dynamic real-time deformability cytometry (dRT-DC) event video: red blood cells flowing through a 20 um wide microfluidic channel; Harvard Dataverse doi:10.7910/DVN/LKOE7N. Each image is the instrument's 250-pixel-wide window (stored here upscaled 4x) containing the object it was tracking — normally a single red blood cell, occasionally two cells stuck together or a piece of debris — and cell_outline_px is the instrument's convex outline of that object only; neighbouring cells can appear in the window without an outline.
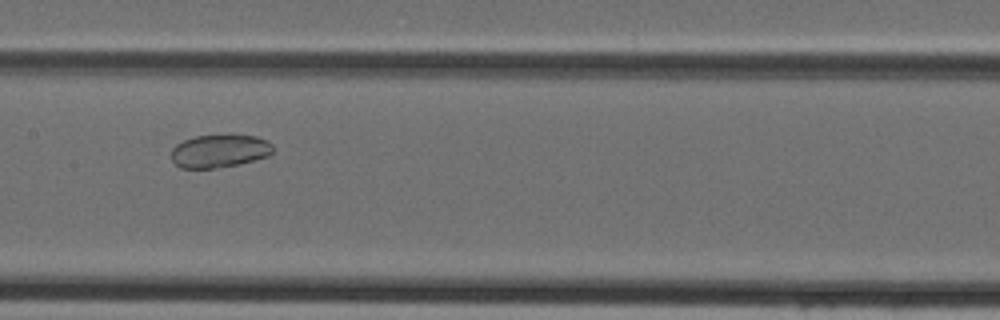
{"species": "Egyptian fruit bat (a non-hibernating species)", "species_latin": "Rousettus aegyptiacus", "temperature_condition": "cold", "stored_images_in_passage": 27, "camera_frame_rate_fps": 3000, "um_per_image_px": 0.085, "animal": {"sex": "female"}, "frame": {"image": 1, "passage_image": 11, "time_ms": 3.333, "image_size_px": [1000, 320], "cell_outline_px": [[272, 152], [268, 156], [236, 164], [216, 168], [180, 168], [172, 160], [172, 148], [176, 144], [184, 140], [196, 136], [256, 136], [268, 140], [272, 144]], "centroid_in_image_um": [18.64, 12.84], "position_along_channel_um": 188.8, "area_um2": 19.19}}
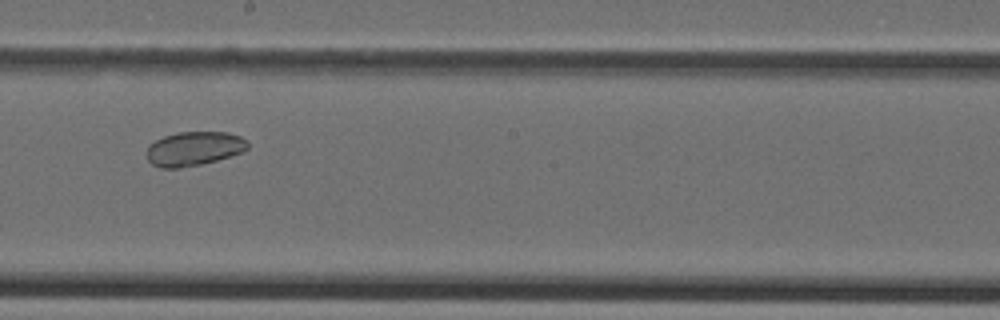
{"frame": {"image": 2, "passage_image": 14, "time_ms": 4.333, "image_size_px": [1000, 320], "cell_outline_px": [[248, 148], [244, 152], [216, 160], [200, 164], [180, 168], [160, 168], [152, 164], [148, 160], [148, 144], [164, 136], [180, 132], [228, 132], [240, 136], [248, 140]], "centroid_in_image_um": [16.51, 12.63], "position_along_channel_um": 231.7, "area_um2": 20.11}}
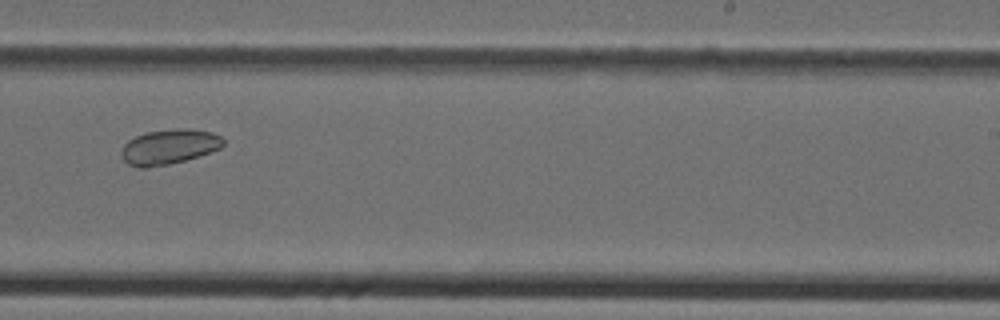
{"frame": {"image": 3, "passage_image": 17, "time_ms": 5.333, "image_size_px": [1000, 320], "cell_outline_px": [[224, 144], [220, 148], [184, 160], [168, 164], [144, 168], [140, 168], [128, 164], [124, 160], [120, 152], [124, 144], [128, 140], [136, 136], [148, 132], [176, 128], [188, 128], [212, 132], [220, 136], [224, 140]], "centroid_in_image_um": [14.35, 12.46], "position_along_channel_um": 274.7, "area_um2": 20.58}}